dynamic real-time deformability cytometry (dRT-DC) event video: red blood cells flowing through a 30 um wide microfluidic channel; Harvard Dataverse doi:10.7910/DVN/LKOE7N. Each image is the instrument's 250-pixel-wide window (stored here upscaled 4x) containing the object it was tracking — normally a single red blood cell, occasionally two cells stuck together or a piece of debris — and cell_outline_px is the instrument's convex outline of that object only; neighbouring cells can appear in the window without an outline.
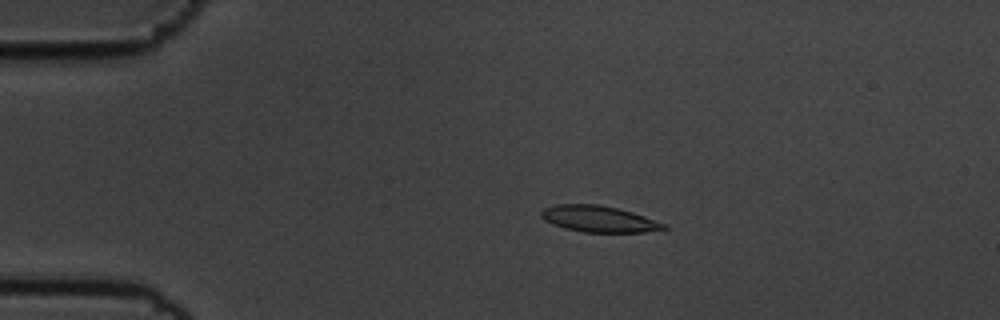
{"species": "common noctule bat (a hibernating species)", "species_latin": "Nyctalus noctula", "temperature_condition": "cold", "stored_images_in_passage": 56, "camera_frame_rate_fps": 3000, "um_per_image_px": 0.085, "animal": {"sex": "male", "body_mass_g": 19.5, "forearm_length_mm": 54.6}, "frame": {"image": 1, "passage_image": 11, "time_ms": 3.333, "image_size_px": [1000, 320], "cell_outline_px": [[668, 228], [644, 232], [584, 232], [564, 228], [552, 224], [544, 220], [540, 216], [540, 212], [544, 208], [556, 204], [600, 204], [632, 212], [668, 224]], "centroid_in_image_um": [50.89, 18.61], "position_along_channel_um": 34.1, "area_um2": 18.84}}
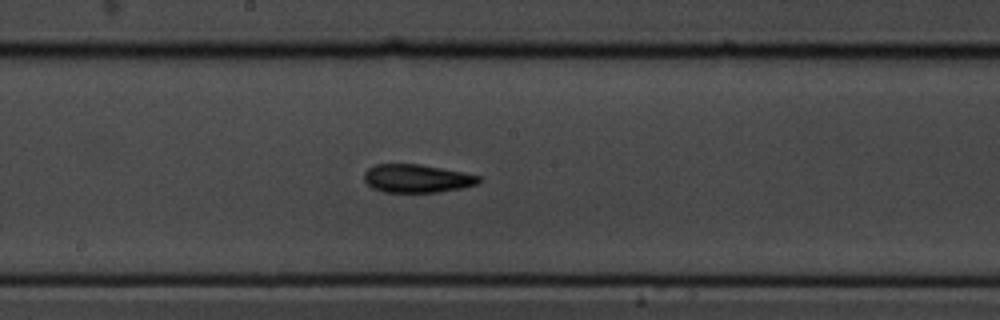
{"frame": {"image": 2, "passage_image": 30, "time_ms": 9.667, "image_size_px": [1000, 320], "cell_outline_px": [[480, 180], [476, 184], [460, 188], [436, 192], [384, 192], [372, 188], [364, 180], [364, 172], [368, 168], [376, 164], [420, 164], [480, 176]], "centroid_in_image_um": [35.37, 15.17], "position_along_channel_um": 212.8, "area_um2": 18.61}}
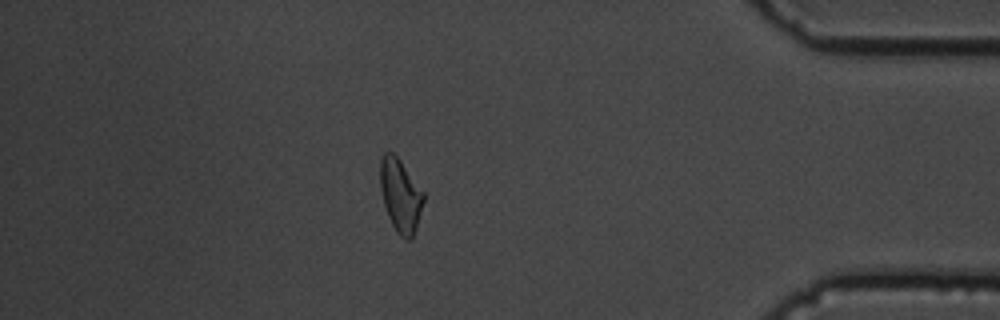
{"frame": {"image": 3, "passage_image": 49, "time_ms": 16.0, "image_size_px": [1000, 320], "cell_outline_px": [[424, 200], [416, 228], [412, 240], [408, 240], [400, 236], [396, 232], [388, 216], [384, 204], [380, 188], [380, 160], [384, 152], [392, 152], [400, 160], [424, 192]], "centroid_in_image_um": [34.03, 16.62], "position_along_channel_um": 401.2, "area_um2": 18.44}, "authors_computed_cell_mechanics": {"area_um2": 18.7272, "velocity_mm_per_s": 3.5401, "shape_relaxation_time_tau1_ms": 5.2284, "shape_relaxation_time_tau2_ms": 2.2219, "deformation_change_tau1": 0.1713, "deformation_change_tau2": 0.0768}}